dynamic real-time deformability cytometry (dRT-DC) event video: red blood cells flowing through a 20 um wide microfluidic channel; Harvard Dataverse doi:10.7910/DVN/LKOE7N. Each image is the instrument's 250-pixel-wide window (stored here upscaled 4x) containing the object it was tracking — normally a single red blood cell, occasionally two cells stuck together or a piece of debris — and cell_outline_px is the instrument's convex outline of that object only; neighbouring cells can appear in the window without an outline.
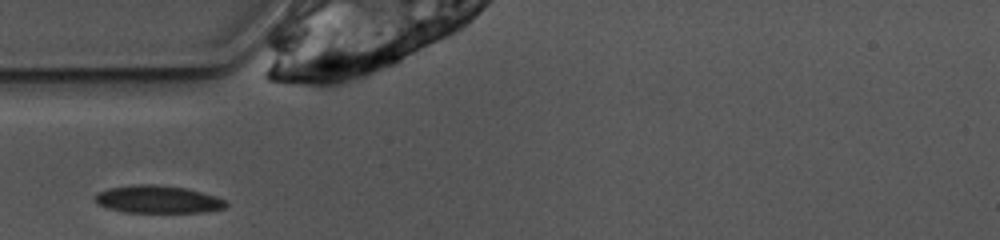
{"species": "common noctule bat (a hibernating species)", "species_latin": "Nyctalus noctula", "temperature_condition": "warm", "stored_images_in_passage": 23, "camera_frame_rate_fps": 3000, "um_per_image_px": 0.085, "animal": {"sex": "female", "body_mass_g": 10.0, "forearm_length_mm": 53.1}, "frame": {"image": 1, "passage_image": 1, "time_ms": 0.0, "image_size_px": [1000, 240], "cell_outline_px": [[228, 204], [224, 208], [204, 212], [124, 212], [108, 208], [100, 204], [96, 200], [96, 196], [100, 192], [108, 188], [132, 184], [156, 184], [188, 188], [216, 196], [224, 200]], "centroid_in_image_um": [13.45, 16.93], "position_along_channel_um": 71.5, "area_um2": 20.98}}
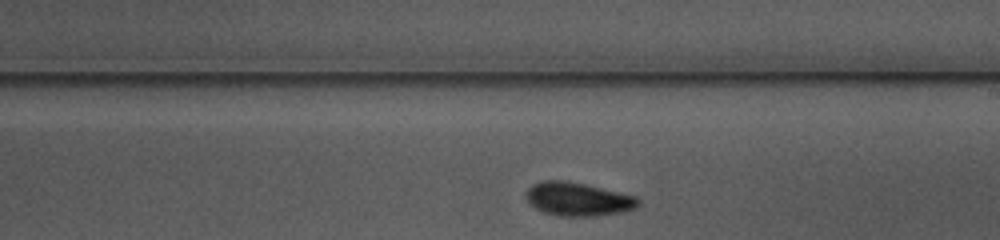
{"frame": {"image": 2, "passage_image": 14, "time_ms": 4.333, "image_size_px": [1000, 240], "cell_outline_px": [[640, 204], [636, 208], [624, 212], [596, 216], [560, 216], [544, 212], [536, 208], [524, 196], [524, 192], [532, 184], [544, 180], [564, 180], [584, 184], [636, 196], [640, 200]], "centroid_in_image_um": [49.13, 16.93], "position_along_channel_um": 239.9, "area_um2": 21.96}}
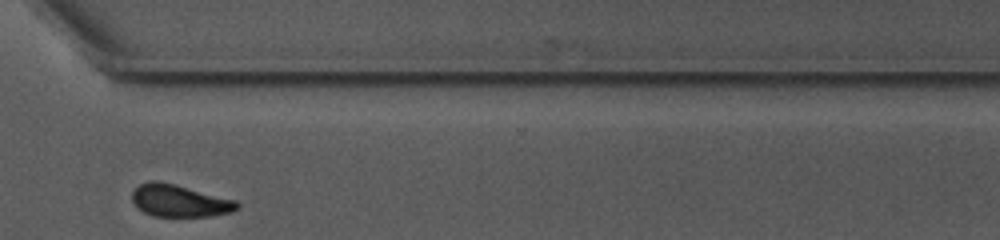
{"frame": {"image": 3, "passage_image": 23, "time_ms": 7.333, "image_size_px": [1000, 240], "cell_outline_px": [[240, 208], [232, 212], [212, 216], [152, 216], [136, 208], [132, 200], [132, 192], [140, 184], [148, 180], [156, 180], [236, 200], [240, 204]], "centroid_in_image_um": [15.25, 17.08], "position_along_channel_um": 355.4, "area_um2": 19.65}}